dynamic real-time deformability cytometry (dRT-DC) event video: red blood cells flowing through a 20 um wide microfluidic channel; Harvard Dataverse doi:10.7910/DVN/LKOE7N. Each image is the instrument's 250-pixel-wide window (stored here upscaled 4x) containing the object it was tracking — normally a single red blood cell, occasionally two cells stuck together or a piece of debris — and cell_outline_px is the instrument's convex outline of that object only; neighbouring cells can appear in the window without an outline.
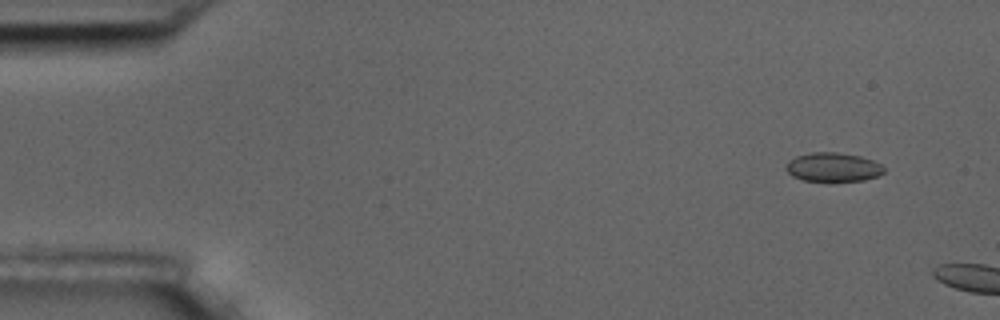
{"species": "common noctule bat (a hibernating species)", "species_latin": "Nyctalus noctula", "temperature_condition": "room temperature", "stored_images_in_passage": 3, "camera_frame_rate_fps": 3000, "um_per_image_px": 0.085, "animal": {"sex": "male", "body_mass_g": 17.5, "forearm_length_mm": 52.3}, "frame": {"image": 1, "passage_image": 2, "time_ms": 1.333, "image_size_px": [1000, 320], "cell_outline_px": [[884, 172], [880, 176], [864, 180], [804, 180], [792, 176], [784, 168], [784, 164], [788, 160], [796, 156], [812, 152], [836, 152], [860, 156], [872, 160], [880, 164], [884, 168]], "centroid_in_image_um": [70.78, 14.19], "position_along_channel_um": 14.2, "area_um2": 16.47}}